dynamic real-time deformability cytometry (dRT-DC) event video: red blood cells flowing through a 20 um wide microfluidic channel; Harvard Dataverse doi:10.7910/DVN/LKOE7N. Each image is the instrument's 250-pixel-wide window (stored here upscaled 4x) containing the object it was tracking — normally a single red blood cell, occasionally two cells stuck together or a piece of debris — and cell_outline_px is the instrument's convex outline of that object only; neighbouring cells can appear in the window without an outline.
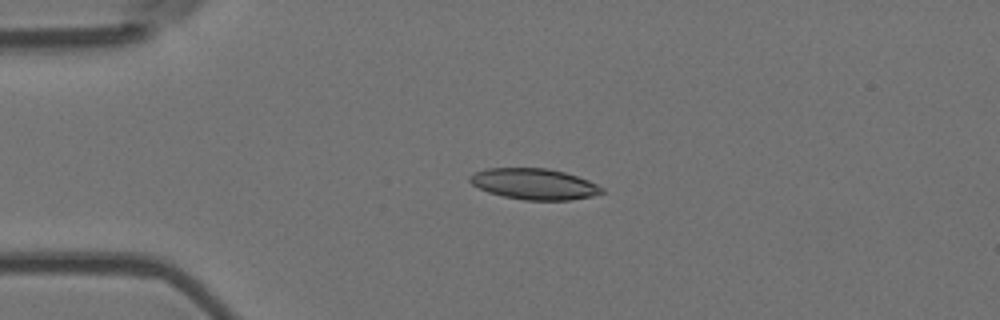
{"species": "Egyptian fruit bat (a non-hibernating species)", "species_latin": "Rousettus aegyptiacus", "temperature_condition": "room temperature", "stored_images_in_passage": 5, "camera_frame_rate_fps": 3000, "um_per_image_px": 0.085, "animal": {"sex": "female"}, "frame": {"image": 1, "passage_image": 3, "time_ms": 0.667, "image_size_px": [1000, 320], "cell_outline_px": [[604, 192], [592, 196], [572, 200], [524, 200], [504, 196], [488, 192], [472, 184], [468, 180], [468, 176], [476, 172], [488, 168], [548, 168], [564, 172], [588, 180], [604, 188]], "centroid_in_image_um": [45.41, 15.64], "position_along_channel_um": 39.6, "area_um2": 23.76}}
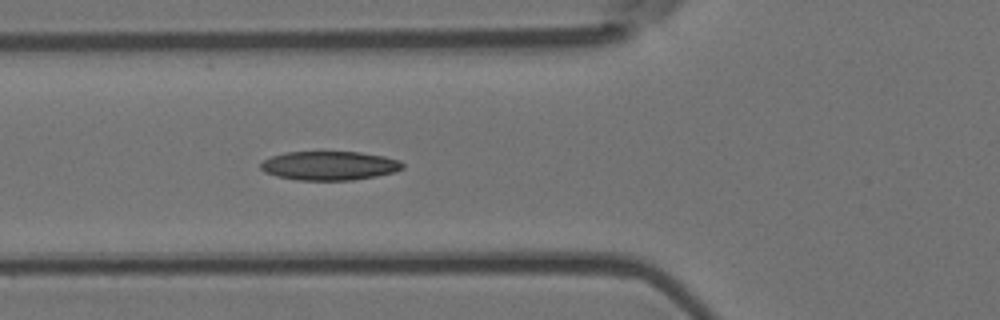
{"frame": {"image": 2, "passage_image": 5, "time_ms": 1.333, "image_size_px": [1000, 320], "cell_outline_px": [[404, 168], [392, 172], [376, 176], [352, 180], [296, 180], [276, 176], [264, 172], [260, 168], [260, 164], [264, 160], [272, 156], [284, 152], [360, 152], [384, 156], [400, 160], [404, 164]], "centroid_in_image_um": [27.99, 14.08], "position_along_channel_um": 97.8, "area_um2": 23.99}}